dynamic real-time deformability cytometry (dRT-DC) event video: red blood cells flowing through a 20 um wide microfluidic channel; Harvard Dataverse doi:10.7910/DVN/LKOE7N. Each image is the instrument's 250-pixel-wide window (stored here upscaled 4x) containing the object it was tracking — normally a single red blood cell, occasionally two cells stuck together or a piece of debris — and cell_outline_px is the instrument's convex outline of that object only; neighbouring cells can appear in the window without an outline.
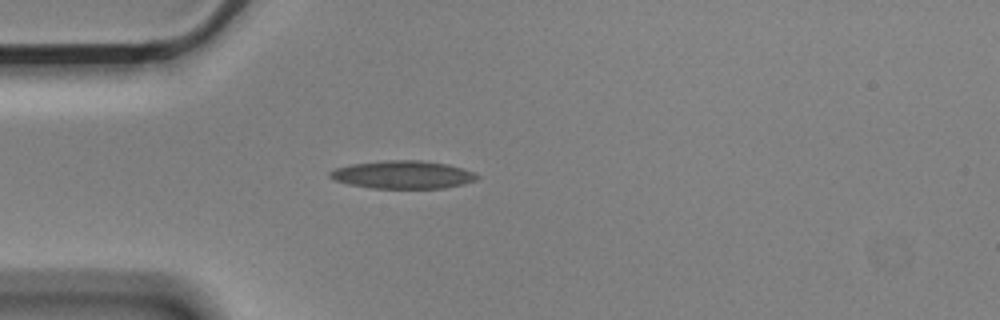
{"species": "Egyptian fruit bat (a non-hibernating species)", "species_latin": "Rousettus aegyptiacus", "temperature_condition": "cold", "stored_images_in_passage": 2, "camera_frame_rate_fps": 3000, "um_per_image_px": 0.085, "animal": {"sex": "male"}, "frame": {"image": 1, "passage_image": 2, "time_ms": 0.333, "image_size_px": [1000, 320], "cell_outline_px": [[480, 176], [476, 180], [464, 184], [444, 188], [372, 188], [348, 184], [336, 180], [328, 176], [328, 172], [336, 168], [352, 164], [388, 160], [420, 160], [448, 164], [472, 172]], "centroid_in_image_um": [34.24, 14.85], "position_along_channel_um": 50.8, "area_um2": 23.81}}